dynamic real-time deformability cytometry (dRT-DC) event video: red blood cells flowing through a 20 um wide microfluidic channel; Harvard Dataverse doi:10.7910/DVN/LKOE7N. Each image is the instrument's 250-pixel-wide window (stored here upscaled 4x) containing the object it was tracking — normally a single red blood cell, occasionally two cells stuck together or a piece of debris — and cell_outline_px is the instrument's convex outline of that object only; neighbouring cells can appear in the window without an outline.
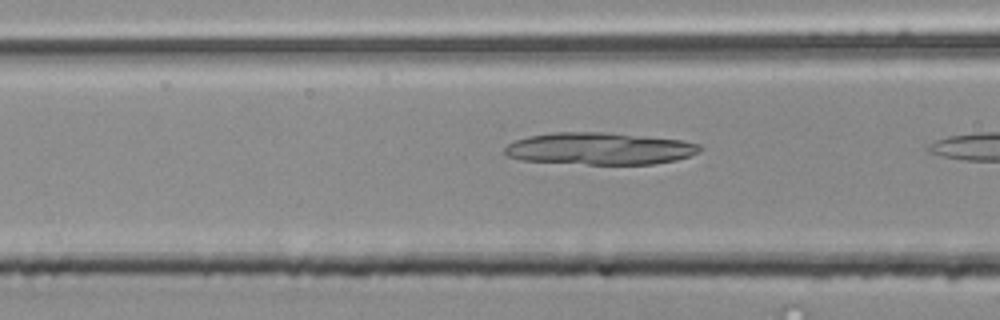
{"species": "common noctule bat (a hibernating species)", "species_latin": "Nyctalus noctula", "temperature_condition": "room temperature", "stored_images_in_passage": 21, "camera_frame_rate_fps": 3000, "um_per_image_px": 0.085, "animal": {"sex": "male", "body_mass_g": 20.4}, "frame": {"image": 1, "passage_image": 19, "time_ms": 6.0, "image_size_px": [1000, 320], "cell_outline_px": [[700, 152], [676, 160], [652, 164], [588, 164], [520, 160], [508, 156], [504, 152], [504, 148], [508, 144], [516, 140], [528, 136], [552, 132], [604, 132], [684, 140], [700, 144]], "centroid_in_image_um": [50.96, 12.63], "position_along_channel_um": 115.6, "area_um2": 36.47}}